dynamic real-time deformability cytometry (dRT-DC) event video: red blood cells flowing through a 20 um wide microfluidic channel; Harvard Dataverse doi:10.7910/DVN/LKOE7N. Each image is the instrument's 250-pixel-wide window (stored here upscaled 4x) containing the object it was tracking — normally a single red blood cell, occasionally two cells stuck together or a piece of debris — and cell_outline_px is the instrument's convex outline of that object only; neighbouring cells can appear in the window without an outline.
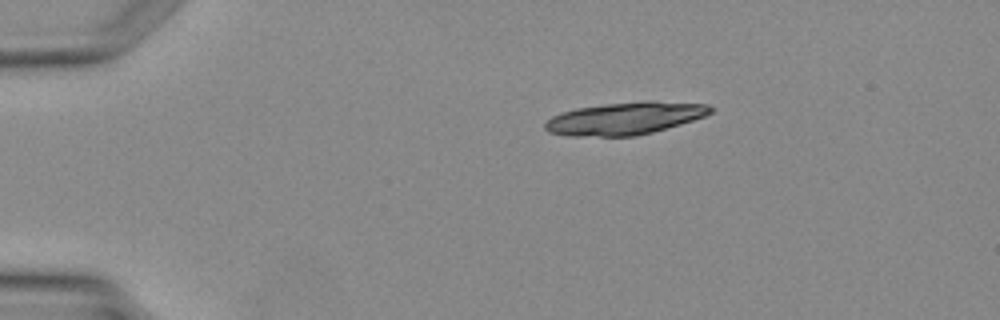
{"species": "Egyptian fruit bat (a non-hibernating species)", "species_latin": "Rousettus aegyptiacus", "temperature_condition": "warm", "stored_images_in_passage": 2, "camera_frame_rate_fps": 3000, "um_per_image_px": 0.085, "animal": {"sex": "female"}, "frame": {"image": 1, "passage_image": 1, "time_ms": 0.0, "image_size_px": [1000, 320], "cell_outline_px": [[712, 112], [704, 116], [680, 124], [652, 132], [636, 136], [568, 136], [548, 132], [544, 128], [544, 124], [552, 116], [576, 108], [604, 104], [644, 100], [656, 100], [708, 104], [712, 108]], "centroid_in_image_um": [53.12, 10.05], "position_along_channel_um": 31.9, "area_um2": 31.39}}